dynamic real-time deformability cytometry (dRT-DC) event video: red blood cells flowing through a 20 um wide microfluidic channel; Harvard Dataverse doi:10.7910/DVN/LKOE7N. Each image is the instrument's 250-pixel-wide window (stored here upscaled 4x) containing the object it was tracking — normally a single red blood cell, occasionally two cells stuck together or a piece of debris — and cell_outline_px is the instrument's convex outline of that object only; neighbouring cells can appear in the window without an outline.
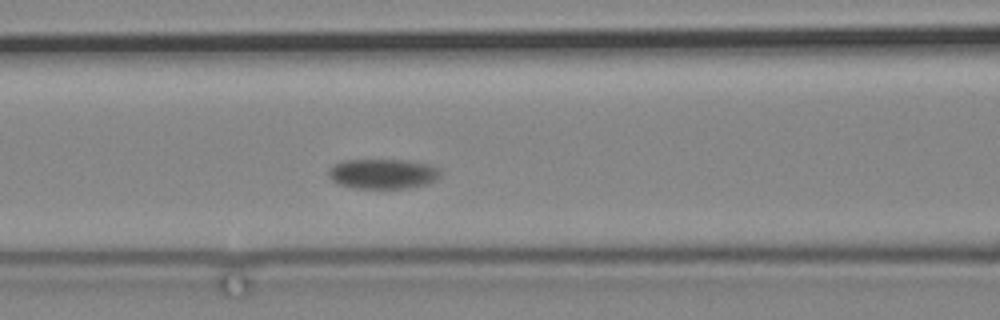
{"species": "common noctule bat (a hibernating species)", "species_latin": "Nyctalus noctula", "temperature_condition": "cold", "stored_images_in_passage": 3, "camera_frame_rate_fps": 3000, "um_per_image_px": 0.085, "animal": {"sex": "male", "body_mass_g": 19.2, "forearm_length_mm": 51.8}, "frame": {"image": 1, "passage_image": 3, "time_ms": 2.333, "image_size_px": [1000, 320], "cell_outline_px": [[440, 176], [436, 180], [428, 184], [404, 188], [356, 188], [340, 184], [332, 180], [328, 176], [328, 168], [344, 160], [408, 160], [428, 164], [440, 168]], "centroid_in_image_um": [32.56, 14.77], "position_along_channel_um": 134.0, "area_um2": 19.54}}